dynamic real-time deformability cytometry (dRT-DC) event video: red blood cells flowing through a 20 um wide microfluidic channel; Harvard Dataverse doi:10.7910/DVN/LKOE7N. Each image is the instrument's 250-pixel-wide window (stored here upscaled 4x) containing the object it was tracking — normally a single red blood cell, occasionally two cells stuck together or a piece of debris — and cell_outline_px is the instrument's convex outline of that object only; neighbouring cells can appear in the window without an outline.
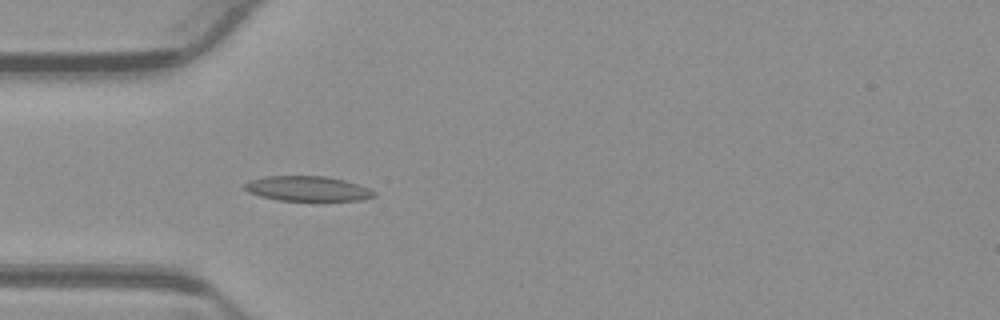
{"species": "common noctule bat (a hibernating species)", "species_latin": "Nyctalus noctula", "temperature_condition": "warm", "stored_images_in_passage": 39, "camera_frame_rate_fps": 3000, "um_per_image_px": 0.085, "animal": {"sex": "male", "body_mass_g": 23.1, "forearm_length_mm": 52.7}, "frame": {"image": 1, "passage_image": 2, "time_ms": 0.333, "image_size_px": [1000, 320], "cell_outline_px": [[376, 196], [360, 200], [276, 200], [260, 196], [248, 192], [244, 188], [244, 184], [248, 180], [264, 176], [324, 176], [344, 180], [368, 188], [376, 192]], "centroid_in_image_um": [26.09, 16.03], "position_along_channel_um": 58.9, "area_um2": 18.73}}
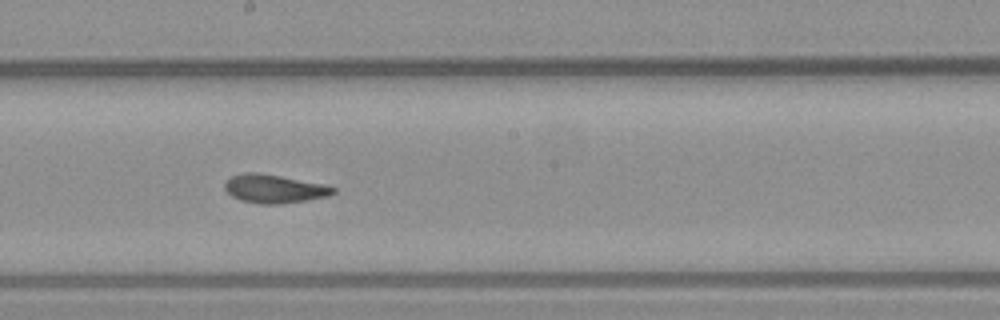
{"frame": {"image": 2, "passage_image": 15, "time_ms": 4.667, "image_size_px": [1000, 320], "cell_outline_px": [[336, 192], [328, 196], [284, 204], [260, 204], [240, 200], [232, 196], [224, 188], [224, 184], [232, 176], [244, 172], [256, 172], [280, 176], [324, 184], [336, 188]], "centroid_in_image_um": [23.31, 16.05], "position_along_channel_um": 224.9, "area_um2": 17.98}}
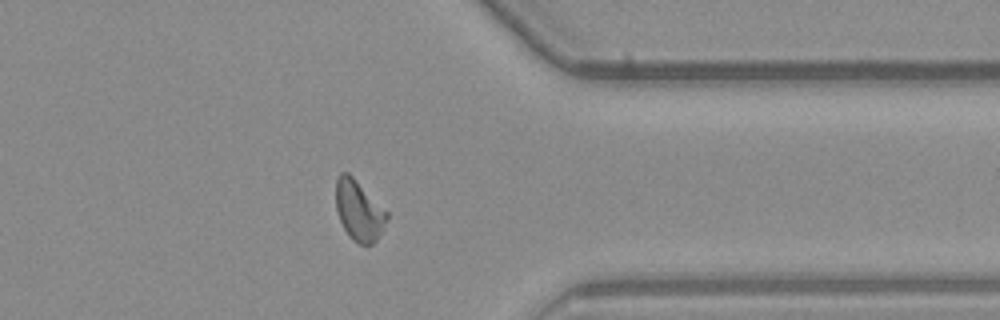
{"frame": {"image": 3, "passage_image": 28, "time_ms": 9.0, "image_size_px": [1000, 320], "cell_outline_px": [[388, 216], [376, 240], [372, 244], [360, 244], [352, 240], [348, 236], [340, 220], [336, 208], [336, 180], [340, 172], [348, 172], [388, 212]], "centroid_in_image_um": [30.48, 17.89], "position_along_channel_um": 380.9, "area_um2": 17.63}, "authors_computed_cell_mechanics": {"area_um2": 17.918, "velocity_mm_per_s": 3.8586, "shape_relaxation_time_tau1_ms": 4.4034, "shape_relaxation_time_tau2_ms": 1.8504, "deformation_change_tau1": 0.1426, "deformation_change_tau2": 0.0817}}